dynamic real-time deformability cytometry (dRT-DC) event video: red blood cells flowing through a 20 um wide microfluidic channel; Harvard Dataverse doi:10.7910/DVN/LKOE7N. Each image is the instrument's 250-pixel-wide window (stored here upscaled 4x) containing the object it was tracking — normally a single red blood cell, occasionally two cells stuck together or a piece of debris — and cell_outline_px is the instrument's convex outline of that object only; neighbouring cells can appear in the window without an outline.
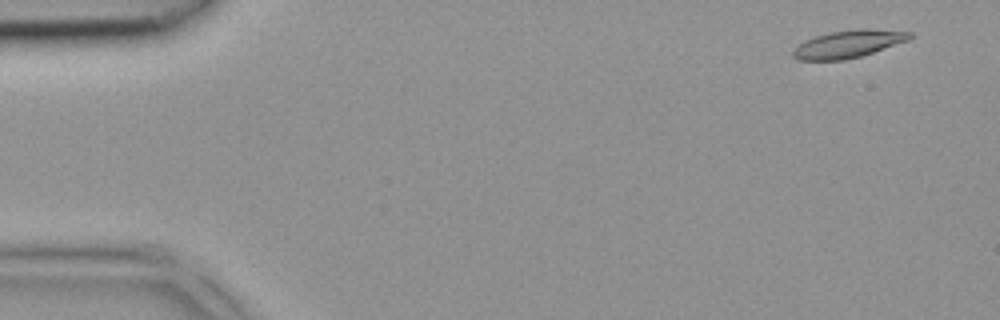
{"species": "common noctule bat (a hibernating species)", "species_latin": "Nyctalus noctula", "temperature_condition": "room temperature", "stored_images_in_passage": 4, "camera_frame_rate_fps": 3000, "um_per_image_px": 0.085, "animal": {"sex": "female", "body_mass_g": 18.4}, "frame": {"image": 1, "passage_image": 1, "time_ms": 0.0, "image_size_px": [1000, 320], "cell_outline_px": [[912, 36], [908, 40], [860, 56], [844, 60], [796, 60], [792, 56], [792, 52], [800, 44], [816, 36], [832, 32], [860, 28], [912, 32]], "centroid_in_image_um": [72.09, 3.74], "position_along_channel_um": 12.9, "area_um2": 18.26}}